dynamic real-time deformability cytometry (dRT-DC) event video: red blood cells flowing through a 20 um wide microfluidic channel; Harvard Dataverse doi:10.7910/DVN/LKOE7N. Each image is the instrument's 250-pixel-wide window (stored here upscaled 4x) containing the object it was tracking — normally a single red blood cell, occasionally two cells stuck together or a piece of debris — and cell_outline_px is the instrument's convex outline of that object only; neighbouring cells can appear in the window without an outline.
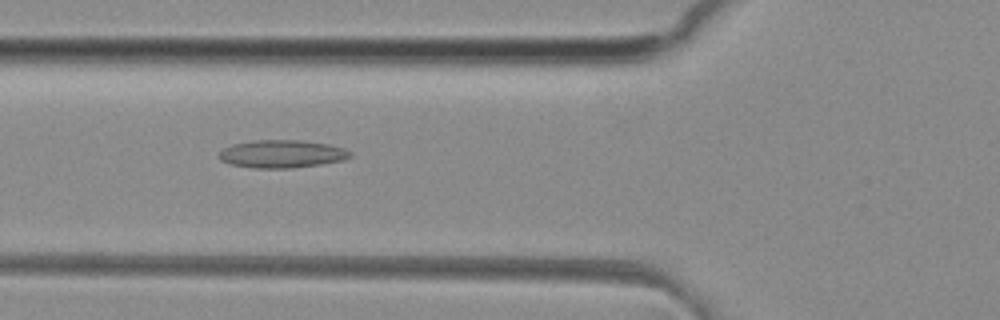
{"species": "common noctule bat (a hibernating species)", "species_latin": "Nyctalus noctula", "temperature_condition": "room temperature", "stored_images_in_passage": 36, "camera_frame_rate_fps": 3000, "um_per_image_px": 0.085, "animal": {"sex": "female", "body_mass_g": 29.2, "forearm_length_mm": 56.3}, "frame": {"image": 1, "passage_image": 19, "time_ms": 6.0, "image_size_px": [1000, 320], "cell_outline_px": [[352, 156], [344, 160], [320, 164], [292, 168], [252, 168], [228, 164], [220, 160], [216, 156], [224, 148], [232, 144], [252, 140], [300, 140], [328, 144], [344, 148], [352, 152]], "centroid_in_image_um": [23.93, 13.08], "position_along_channel_um": 101.9, "area_um2": 21.5}}
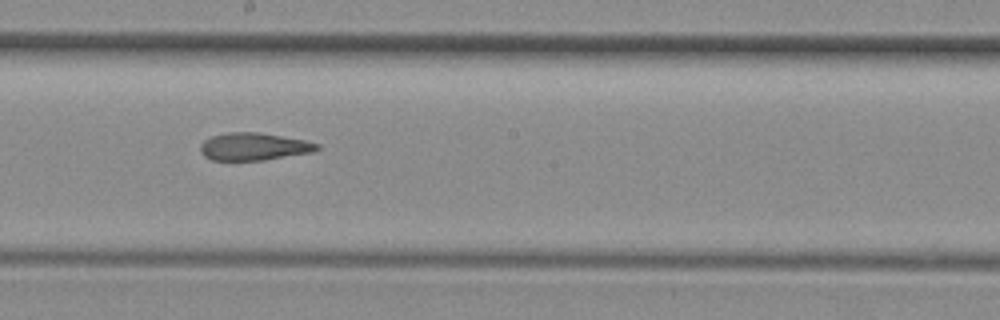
{"frame": {"image": 2, "passage_image": 28, "time_ms": 9.0, "image_size_px": [1000, 320], "cell_outline_px": [[320, 148], [312, 152], [264, 160], [212, 160], [204, 156], [200, 152], [200, 144], [204, 140], [212, 136], [228, 132], [260, 132], [304, 140], [320, 144]], "centroid_in_image_um": [21.56, 12.45], "position_along_channel_um": 226.6, "area_um2": 18.73}}
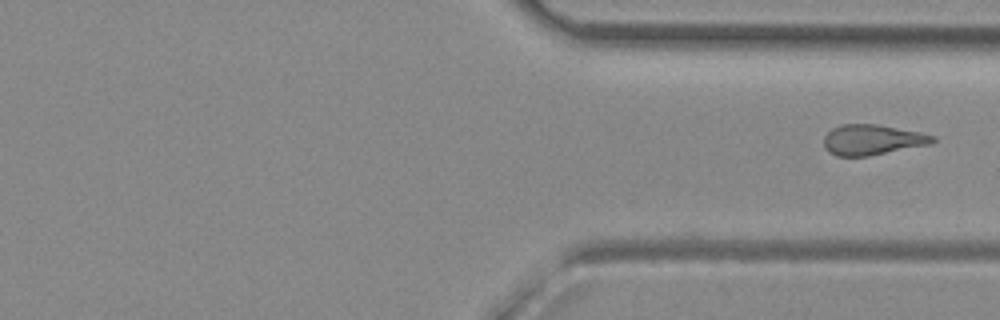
{"frame": {"image": 3, "passage_image": 36, "time_ms": 11.667, "image_size_px": [1000, 320], "cell_outline_px": [[936, 140], [932, 144], [868, 156], [836, 156], [828, 152], [824, 144], [824, 136], [832, 128], [840, 124], [876, 124], [920, 132], [936, 136]], "centroid_in_image_um": [74.15, 11.88], "position_along_channel_um": 337.2, "area_um2": 19.36}}